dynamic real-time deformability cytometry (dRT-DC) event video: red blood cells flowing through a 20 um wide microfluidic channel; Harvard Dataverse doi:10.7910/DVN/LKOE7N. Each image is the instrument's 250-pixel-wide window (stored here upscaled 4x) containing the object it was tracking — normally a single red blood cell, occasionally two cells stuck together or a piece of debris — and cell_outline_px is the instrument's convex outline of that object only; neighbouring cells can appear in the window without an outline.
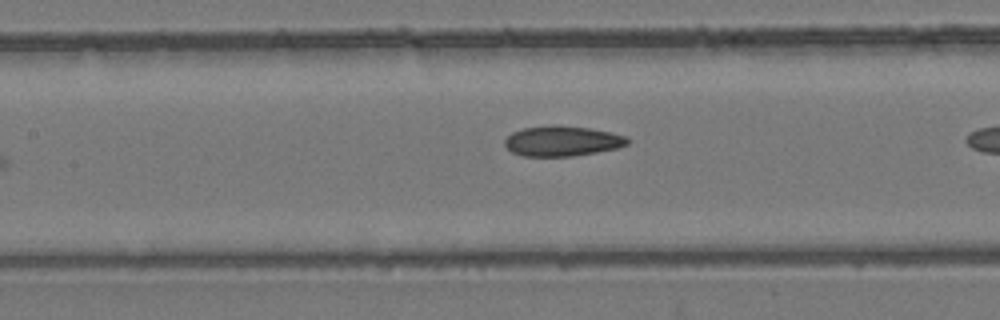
{"species": "common noctule bat (a hibernating species)", "species_latin": "Nyctalus noctula", "temperature_condition": "room temperature", "stored_images_in_passage": 6, "camera_frame_rate_fps": 3000, "um_per_image_px": 0.085, "animal": {"sex": "female", "body_mass_g": 24.6, "forearm_length_mm": 56.2}, "frame": {"image": 1, "passage_image": 5, "time_ms": 1.333, "image_size_px": [1000, 320], "cell_outline_px": [[628, 144], [616, 148], [596, 152], [572, 156], [524, 156], [512, 152], [504, 144], [504, 140], [512, 132], [524, 128], [552, 124], [560, 124], [588, 128], [628, 136]], "centroid_in_image_um": [47.77, 11.97], "position_along_channel_um": 159.6, "area_um2": 21.62}}